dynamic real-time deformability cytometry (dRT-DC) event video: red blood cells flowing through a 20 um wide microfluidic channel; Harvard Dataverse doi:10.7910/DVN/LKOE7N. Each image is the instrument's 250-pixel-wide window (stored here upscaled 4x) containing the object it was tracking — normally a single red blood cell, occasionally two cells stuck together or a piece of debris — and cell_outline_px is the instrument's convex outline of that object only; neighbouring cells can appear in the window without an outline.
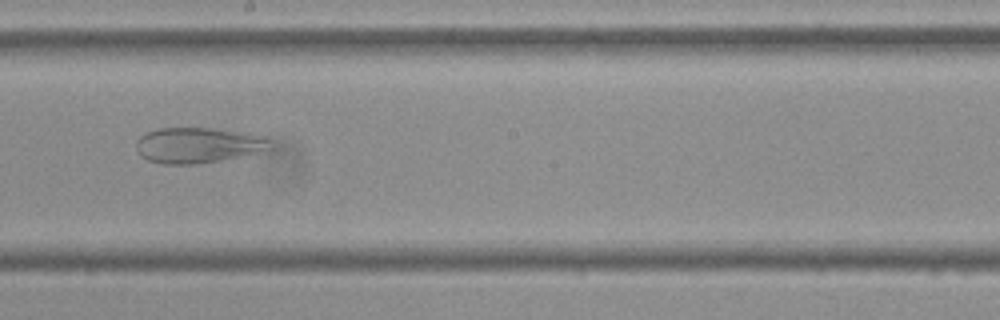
{"species": "Egyptian fruit bat (a non-hibernating species)", "species_latin": "Rousettus aegyptiacus", "temperature_condition": "cold", "stored_images_in_passage": 54, "camera_frame_rate_fps": 3000, "um_per_image_px": 0.085, "frame": {"image": 1, "passage_image": 30, "time_ms": 9.667, "image_size_px": [1000, 320], "cell_outline_px": [[272, 148], [256, 152], [220, 160], [200, 164], [164, 164], [148, 160], [140, 156], [136, 152], [136, 140], [140, 136], [156, 128], [212, 128], [252, 132], [272, 140]], "centroid_in_image_um": [16.83, 12.33], "position_along_channel_um": 231.4, "area_um2": 28.03}}
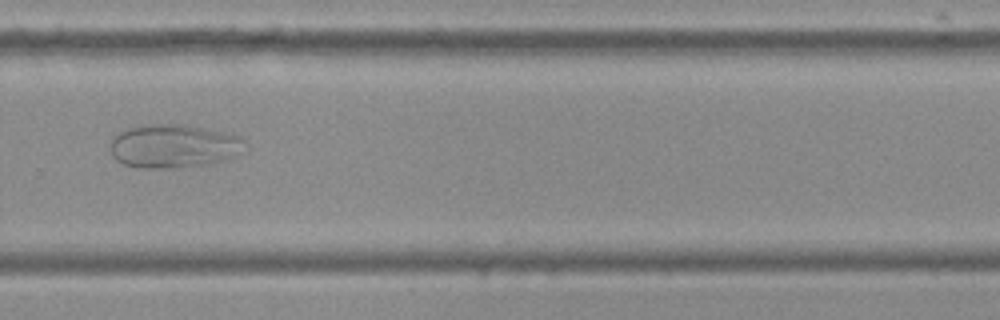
{"frame": {"image": 2, "passage_image": 37, "time_ms": 12.0, "image_size_px": [1000, 320], "cell_outline_px": [[244, 140], [240, 152], [236, 156], [204, 164], [172, 168], [140, 168], [124, 164], [116, 160], [112, 156], [108, 144], [120, 132], [128, 128], [144, 124], [184, 124], [224, 132], [240, 136]], "centroid_in_image_um": [14.69, 12.41], "position_along_channel_um": 315.1, "area_um2": 33.99}}
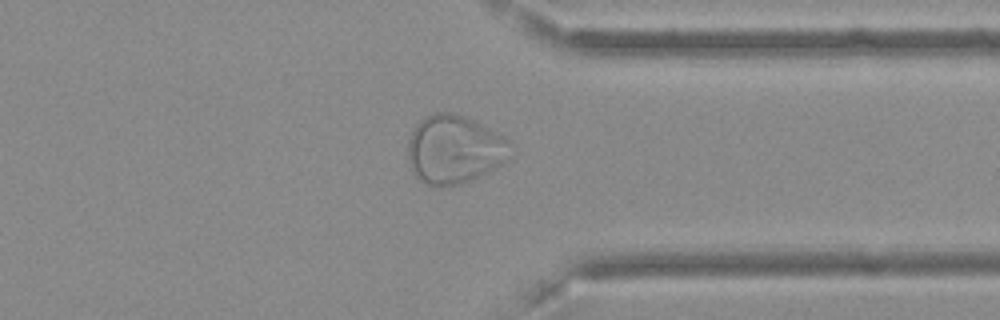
{"frame": {"image": 3, "passage_image": 42, "time_ms": 13.667, "image_size_px": [1000, 320], "cell_outline_px": [[512, 156], [508, 160], [496, 168], [488, 172], [460, 184], [440, 188], [416, 180], [408, 160], [408, 140], [416, 124], [420, 120], [436, 112], [448, 112], [464, 116], [508, 136], [512, 144]], "centroid_in_image_um": [38.66, 12.72], "position_along_channel_um": 372.7, "area_um2": 41.67}}